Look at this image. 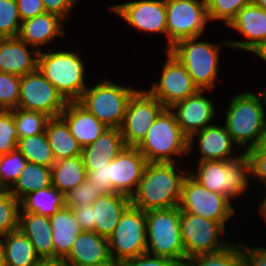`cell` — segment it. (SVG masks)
<instances>
[{"instance_id":"24","label":"cell","mask_w":266,"mask_h":266,"mask_svg":"<svg viewBox=\"0 0 266 266\" xmlns=\"http://www.w3.org/2000/svg\"><path fill=\"white\" fill-rule=\"evenodd\" d=\"M92 205L95 232L108 239L119 223L121 215L131 205V198L118 192L107 193L97 198Z\"/></svg>"},{"instance_id":"53","label":"cell","mask_w":266,"mask_h":266,"mask_svg":"<svg viewBox=\"0 0 266 266\" xmlns=\"http://www.w3.org/2000/svg\"><path fill=\"white\" fill-rule=\"evenodd\" d=\"M250 53H254L259 56L263 61L266 62V40L261 42L255 49H253Z\"/></svg>"},{"instance_id":"33","label":"cell","mask_w":266,"mask_h":266,"mask_svg":"<svg viewBox=\"0 0 266 266\" xmlns=\"http://www.w3.org/2000/svg\"><path fill=\"white\" fill-rule=\"evenodd\" d=\"M51 185V168L27 162L18 179L8 191L21 200L28 193Z\"/></svg>"},{"instance_id":"22","label":"cell","mask_w":266,"mask_h":266,"mask_svg":"<svg viewBox=\"0 0 266 266\" xmlns=\"http://www.w3.org/2000/svg\"><path fill=\"white\" fill-rule=\"evenodd\" d=\"M39 53L18 37L0 38V73L24 76L37 70Z\"/></svg>"},{"instance_id":"45","label":"cell","mask_w":266,"mask_h":266,"mask_svg":"<svg viewBox=\"0 0 266 266\" xmlns=\"http://www.w3.org/2000/svg\"><path fill=\"white\" fill-rule=\"evenodd\" d=\"M121 266H179V265L169 258L153 256L148 253H145L136 256L135 258H131L122 262Z\"/></svg>"},{"instance_id":"7","label":"cell","mask_w":266,"mask_h":266,"mask_svg":"<svg viewBox=\"0 0 266 266\" xmlns=\"http://www.w3.org/2000/svg\"><path fill=\"white\" fill-rule=\"evenodd\" d=\"M145 216L146 253L169 258L183 266L187 258L181 239L179 207L145 211Z\"/></svg>"},{"instance_id":"21","label":"cell","mask_w":266,"mask_h":266,"mask_svg":"<svg viewBox=\"0 0 266 266\" xmlns=\"http://www.w3.org/2000/svg\"><path fill=\"white\" fill-rule=\"evenodd\" d=\"M66 21L59 15L44 12L21 22L18 38L39 52L57 37L66 36L62 28Z\"/></svg>"},{"instance_id":"19","label":"cell","mask_w":266,"mask_h":266,"mask_svg":"<svg viewBox=\"0 0 266 266\" xmlns=\"http://www.w3.org/2000/svg\"><path fill=\"white\" fill-rule=\"evenodd\" d=\"M229 27L247 39L228 41L230 47L251 52L266 40V10L251 2L237 13Z\"/></svg>"},{"instance_id":"54","label":"cell","mask_w":266,"mask_h":266,"mask_svg":"<svg viewBox=\"0 0 266 266\" xmlns=\"http://www.w3.org/2000/svg\"><path fill=\"white\" fill-rule=\"evenodd\" d=\"M264 189L266 190V188ZM263 194L261 196L264 197V200L262 199V201H260L261 204L258 206V212L260 213L262 219H264L263 221L266 222V191L263 192Z\"/></svg>"},{"instance_id":"13","label":"cell","mask_w":266,"mask_h":266,"mask_svg":"<svg viewBox=\"0 0 266 266\" xmlns=\"http://www.w3.org/2000/svg\"><path fill=\"white\" fill-rule=\"evenodd\" d=\"M165 106L146 89H138L130 98L120 127L126 146L137 147L146 137Z\"/></svg>"},{"instance_id":"27","label":"cell","mask_w":266,"mask_h":266,"mask_svg":"<svg viewBox=\"0 0 266 266\" xmlns=\"http://www.w3.org/2000/svg\"><path fill=\"white\" fill-rule=\"evenodd\" d=\"M18 229L30 240L41 260L54 259L53 233L49 217L20 212Z\"/></svg>"},{"instance_id":"9","label":"cell","mask_w":266,"mask_h":266,"mask_svg":"<svg viewBox=\"0 0 266 266\" xmlns=\"http://www.w3.org/2000/svg\"><path fill=\"white\" fill-rule=\"evenodd\" d=\"M231 201L224 194L209 191L188 174L182 185L178 207L181 212L220 222L226 228L227 222L236 215Z\"/></svg>"},{"instance_id":"30","label":"cell","mask_w":266,"mask_h":266,"mask_svg":"<svg viewBox=\"0 0 266 266\" xmlns=\"http://www.w3.org/2000/svg\"><path fill=\"white\" fill-rule=\"evenodd\" d=\"M6 266H35L41 259L30 240L18 229L0 239Z\"/></svg>"},{"instance_id":"38","label":"cell","mask_w":266,"mask_h":266,"mask_svg":"<svg viewBox=\"0 0 266 266\" xmlns=\"http://www.w3.org/2000/svg\"><path fill=\"white\" fill-rule=\"evenodd\" d=\"M18 149L0 155V190H9L27 164Z\"/></svg>"},{"instance_id":"50","label":"cell","mask_w":266,"mask_h":266,"mask_svg":"<svg viewBox=\"0 0 266 266\" xmlns=\"http://www.w3.org/2000/svg\"><path fill=\"white\" fill-rule=\"evenodd\" d=\"M82 231H94L95 222H93V205H84L72 209Z\"/></svg>"},{"instance_id":"48","label":"cell","mask_w":266,"mask_h":266,"mask_svg":"<svg viewBox=\"0 0 266 266\" xmlns=\"http://www.w3.org/2000/svg\"><path fill=\"white\" fill-rule=\"evenodd\" d=\"M251 163V179H257L262 182V186L266 188V154L264 153H245Z\"/></svg>"},{"instance_id":"6","label":"cell","mask_w":266,"mask_h":266,"mask_svg":"<svg viewBox=\"0 0 266 266\" xmlns=\"http://www.w3.org/2000/svg\"><path fill=\"white\" fill-rule=\"evenodd\" d=\"M137 149L151 163H174V156L191 153L189 137L181 130L169 108L159 114Z\"/></svg>"},{"instance_id":"47","label":"cell","mask_w":266,"mask_h":266,"mask_svg":"<svg viewBox=\"0 0 266 266\" xmlns=\"http://www.w3.org/2000/svg\"><path fill=\"white\" fill-rule=\"evenodd\" d=\"M45 12L59 15L65 21L71 14L74 6L79 3L77 0H42Z\"/></svg>"},{"instance_id":"58","label":"cell","mask_w":266,"mask_h":266,"mask_svg":"<svg viewBox=\"0 0 266 266\" xmlns=\"http://www.w3.org/2000/svg\"><path fill=\"white\" fill-rule=\"evenodd\" d=\"M5 110L0 106V115L4 112Z\"/></svg>"},{"instance_id":"32","label":"cell","mask_w":266,"mask_h":266,"mask_svg":"<svg viewBox=\"0 0 266 266\" xmlns=\"http://www.w3.org/2000/svg\"><path fill=\"white\" fill-rule=\"evenodd\" d=\"M65 206V195L52 185L28 193L20 200V212L53 216Z\"/></svg>"},{"instance_id":"10","label":"cell","mask_w":266,"mask_h":266,"mask_svg":"<svg viewBox=\"0 0 266 266\" xmlns=\"http://www.w3.org/2000/svg\"><path fill=\"white\" fill-rule=\"evenodd\" d=\"M167 49L182 39L201 36L208 19L205 0H165Z\"/></svg>"},{"instance_id":"56","label":"cell","mask_w":266,"mask_h":266,"mask_svg":"<svg viewBox=\"0 0 266 266\" xmlns=\"http://www.w3.org/2000/svg\"><path fill=\"white\" fill-rule=\"evenodd\" d=\"M0 266H6L4 251L1 242H0Z\"/></svg>"},{"instance_id":"28","label":"cell","mask_w":266,"mask_h":266,"mask_svg":"<svg viewBox=\"0 0 266 266\" xmlns=\"http://www.w3.org/2000/svg\"><path fill=\"white\" fill-rule=\"evenodd\" d=\"M52 241L54 244V259L64 260L78 234L82 231L76 221L72 209L64 206L53 216H50Z\"/></svg>"},{"instance_id":"11","label":"cell","mask_w":266,"mask_h":266,"mask_svg":"<svg viewBox=\"0 0 266 266\" xmlns=\"http://www.w3.org/2000/svg\"><path fill=\"white\" fill-rule=\"evenodd\" d=\"M220 222L180 211V231L186 258L217 252L231 243L222 240L229 231ZM221 235V236H220ZM228 241V242H227Z\"/></svg>"},{"instance_id":"14","label":"cell","mask_w":266,"mask_h":266,"mask_svg":"<svg viewBox=\"0 0 266 266\" xmlns=\"http://www.w3.org/2000/svg\"><path fill=\"white\" fill-rule=\"evenodd\" d=\"M67 101L37 69L21 76L18 108L58 117L64 111Z\"/></svg>"},{"instance_id":"59","label":"cell","mask_w":266,"mask_h":266,"mask_svg":"<svg viewBox=\"0 0 266 266\" xmlns=\"http://www.w3.org/2000/svg\"><path fill=\"white\" fill-rule=\"evenodd\" d=\"M262 91H263V93H264V95H265V98H266V87H265V89H263Z\"/></svg>"},{"instance_id":"16","label":"cell","mask_w":266,"mask_h":266,"mask_svg":"<svg viewBox=\"0 0 266 266\" xmlns=\"http://www.w3.org/2000/svg\"><path fill=\"white\" fill-rule=\"evenodd\" d=\"M108 8L139 32L167 36L165 0H133Z\"/></svg>"},{"instance_id":"36","label":"cell","mask_w":266,"mask_h":266,"mask_svg":"<svg viewBox=\"0 0 266 266\" xmlns=\"http://www.w3.org/2000/svg\"><path fill=\"white\" fill-rule=\"evenodd\" d=\"M19 139L45 132L50 117L47 114L27 111L20 108L13 110Z\"/></svg>"},{"instance_id":"43","label":"cell","mask_w":266,"mask_h":266,"mask_svg":"<svg viewBox=\"0 0 266 266\" xmlns=\"http://www.w3.org/2000/svg\"><path fill=\"white\" fill-rule=\"evenodd\" d=\"M19 136L13 118V110L4 111L0 115V155L17 149Z\"/></svg>"},{"instance_id":"42","label":"cell","mask_w":266,"mask_h":266,"mask_svg":"<svg viewBox=\"0 0 266 266\" xmlns=\"http://www.w3.org/2000/svg\"><path fill=\"white\" fill-rule=\"evenodd\" d=\"M21 76L11 73H0V106L6 110L18 108L20 99Z\"/></svg>"},{"instance_id":"52","label":"cell","mask_w":266,"mask_h":266,"mask_svg":"<svg viewBox=\"0 0 266 266\" xmlns=\"http://www.w3.org/2000/svg\"><path fill=\"white\" fill-rule=\"evenodd\" d=\"M35 266H68L62 259H43Z\"/></svg>"},{"instance_id":"3","label":"cell","mask_w":266,"mask_h":266,"mask_svg":"<svg viewBox=\"0 0 266 266\" xmlns=\"http://www.w3.org/2000/svg\"><path fill=\"white\" fill-rule=\"evenodd\" d=\"M196 162L195 172H192L194 169L191 167L189 174L209 191L224 194L232 201L249 191L251 163L245 153L235 160Z\"/></svg>"},{"instance_id":"26","label":"cell","mask_w":266,"mask_h":266,"mask_svg":"<svg viewBox=\"0 0 266 266\" xmlns=\"http://www.w3.org/2000/svg\"><path fill=\"white\" fill-rule=\"evenodd\" d=\"M60 116L82 148L93 143L108 128L77 101L68 102Z\"/></svg>"},{"instance_id":"1","label":"cell","mask_w":266,"mask_h":266,"mask_svg":"<svg viewBox=\"0 0 266 266\" xmlns=\"http://www.w3.org/2000/svg\"><path fill=\"white\" fill-rule=\"evenodd\" d=\"M188 170L178 167L177 162H148L135 193L130 197L131 205L143 211L179 206Z\"/></svg>"},{"instance_id":"18","label":"cell","mask_w":266,"mask_h":266,"mask_svg":"<svg viewBox=\"0 0 266 266\" xmlns=\"http://www.w3.org/2000/svg\"><path fill=\"white\" fill-rule=\"evenodd\" d=\"M211 90H198L184 101L178 102L169 108L181 130L190 138L194 133L213 125L215 112L214 101L204 96Z\"/></svg>"},{"instance_id":"57","label":"cell","mask_w":266,"mask_h":266,"mask_svg":"<svg viewBox=\"0 0 266 266\" xmlns=\"http://www.w3.org/2000/svg\"><path fill=\"white\" fill-rule=\"evenodd\" d=\"M258 7L266 10V0H252Z\"/></svg>"},{"instance_id":"37","label":"cell","mask_w":266,"mask_h":266,"mask_svg":"<svg viewBox=\"0 0 266 266\" xmlns=\"http://www.w3.org/2000/svg\"><path fill=\"white\" fill-rule=\"evenodd\" d=\"M20 200L8 190H0V239L19 228Z\"/></svg>"},{"instance_id":"5","label":"cell","mask_w":266,"mask_h":266,"mask_svg":"<svg viewBox=\"0 0 266 266\" xmlns=\"http://www.w3.org/2000/svg\"><path fill=\"white\" fill-rule=\"evenodd\" d=\"M200 36L186 38L175 43L169 51L181 62L199 90L216 87L219 75V53L222 44L229 47L228 40L217 44L198 41Z\"/></svg>"},{"instance_id":"34","label":"cell","mask_w":266,"mask_h":266,"mask_svg":"<svg viewBox=\"0 0 266 266\" xmlns=\"http://www.w3.org/2000/svg\"><path fill=\"white\" fill-rule=\"evenodd\" d=\"M17 149L28 162L49 168L56 162L45 132L19 139Z\"/></svg>"},{"instance_id":"44","label":"cell","mask_w":266,"mask_h":266,"mask_svg":"<svg viewBox=\"0 0 266 266\" xmlns=\"http://www.w3.org/2000/svg\"><path fill=\"white\" fill-rule=\"evenodd\" d=\"M242 266H266V247L242 243Z\"/></svg>"},{"instance_id":"15","label":"cell","mask_w":266,"mask_h":266,"mask_svg":"<svg viewBox=\"0 0 266 266\" xmlns=\"http://www.w3.org/2000/svg\"><path fill=\"white\" fill-rule=\"evenodd\" d=\"M165 52L167 57L161 68V75L158 76L160 78L153 82L147 91L165 108H171L199 89L181 62L169 50H165Z\"/></svg>"},{"instance_id":"2","label":"cell","mask_w":266,"mask_h":266,"mask_svg":"<svg viewBox=\"0 0 266 266\" xmlns=\"http://www.w3.org/2000/svg\"><path fill=\"white\" fill-rule=\"evenodd\" d=\"M227 104L222 125L226 127L235 146L240 147L238 150L241 149V152L245 153L257 145L264 130L266 124L265 95L262 90L256 93L243 91L232 96Z\"/></svg>"},{"instance_id":"35","label":"cell","mask_w":266,"mask_h":266,"mask_svg":"<svg viewBox=\"0 0 266 266\" xmlns=\"http://www.w3.org/2000/svg\"><path fill=\"white\" fill-rule=\"evenodd\" d=\"M183 266H242V243L231 241L220 251L189 257Z\"/></svg>"},{"instance_id":"12","label":"cell","mask_w":266,"mask_h":266,"mask_svg":"<svg viewBox=\"0 0 266 266\" xmlns=\"http://www.w3.org/2000/svg\"><path fill=\"white\" fill-rule=\"evenodd\" d=\"M111 258L119 263L146 253L145 211L130 205L108 238Z\"/></svg>"},{"instance_id":"41","label":"cell","mask_w":266,"mask_h":266,"mask_svg":"<svg viewBox=\"0 0 266 266\" xmlns=\"http://www.w3.org/2000/svg\"><path fill=\"white\" fill-rule=\"evenodd\" d=\"M21 22L16 0H0V38L17 37Z\"/></svg>"},{"instance_id":"17","label":"cell","mask_w":266,"mask_h":266,"mask_svg":"<svg viewBox=\"0 0 266 266\" xmlns=\"http://www.w3.org/2000/svg\"><path fill=\"white\" fill-rule=\"evenodd\" d=\"M148 161L137 147H125L109 163L110 180L113 189L131 197L143 176Z\"/></svg>"},{"instance_id":"29","label":"cell","mask_w":266,"mask_h":266,"mask_svg":"<svg viewBox=\"0 0 266 266\" xmlns=\"http://www.w3.org/2000/svg\"><path fill=\"white\" fill-rule=\"evenodd\" d=\"M45 133L56 161L81 155L82 147L61 116L49 119Z\"/></svg>"},{"instance_id":"23","label":"cell","mask_w":266,"mask_h":266,"mask_svg":"<svg viewBox=\"0 0 266 266\" xmlns=\"http://www.w3.org/2000/svg\"><path fill=\"white\" fill-rule=\"evenodd\" d=\"M111 259L107 238L99 236L94 231H81L64 262L68 266H88Z\"/></svg>"},{"instance_id":"25","label":"cell","mask_w":266,"mask_h":266,"mask_svg":"<svg viewBox=\"0 0 266 266\" xmlns=\"http://www.w3.org/2000/svg\"><path fill=\"white\" fill-rule=\"evenodd\" d=\"M125 147L120 128H107L93 143L82 148L86 171L108 165Z\"/></svg>"},{"instance_id":"40","label":"cell","mask_w":266,"mask_h":266,"mask_svg":"<svg viewBox=\"0 0 266 266\" xmlns=\"http://www.w3.org/2000/svg\"><path fill=\"white\" fill-rule=\"evenodd\" d=\"M107 192L99 186L92 185L87 179L65 195V206L70 209L92 204Z\"/></svg>"},{"instance_id":"8","label":"cell","mask_w":266,"mask_h":266,"mask_svg":"<svg viewBox=\"0 0 266 266\" xmlns=\"http://www.w3.org/2000/svg\"><path fill=\"white\" fill-rule=\"evenodd\" d=\"M137 90L106 78L87 87L77 102L106 127L120 128L127 104Z\"/></svg>"},{"instance_id":"55","label":"cell","mask_w":266,"mask_h":266,"mask_svg":"<svg viewBox=\"0 0 266 266\" xmlns=\"http://www.w3.org/2000/svg\"><path fill=\"white\" fill-rule=\"evenodd\" d=\"M88 266H121V263L114 261L111 259L110 261L103 262L100 264L88 265Z\"/></svg>"},{"instance_id":"46","label":"cell","mask_w":266,"mask_h":266,"mask_svg":"<svg viewBox=\"0 0 266 266\" xmlns=\"http://www.w3.org/2000/svg\"><path fill=\"white\" fill-rule=\"evenodd\" d=\"M87 180L97 188L101 186L107 193L116 192L111 184L109 164L101 167H95L94 170L87 172Z\"/></svg>"},{"instance_id":"4","label":"cell","mask_w":266,"mask_h":266,"mask_svg":"<svg viewBox=\"0 0 266 266\" xmlns=\"http://www.w3.org/2000/svg\"><path fill=\"white\" fill-rule=\"evenodd\" d=\"M46 49L38 57V70L57 88L67 102L78 101L88 87L86 67L79 52ZM87 85V86H86Z\"/></svg>"},{"instance_id":"49","label":"cell","mask_w":266,"mask_h":266,"mask_svg":"<svg viewBox=\"0 0 266 266\" xmlns=\"http://www.w3.org/2000/svg\"><path fill=\"white\" fill-rule=\"evenodd\" d=\"M21 21L45 12L42 0H16Z\"/></svg>"},{"instance_id":"31","label":"cell","mask_w":266,"mask_h":266,"mask_svg":"<svg viewBox=\"0 0 266 266\" xmlns=\"http://www.w3.org/2000/svg\"><path fill=\"white\" fill-rule=\"evenodd\" d=\"M52 186L66 195L87 179L82 156L56 161L51 167Z\"/></svg>"},{"instance_id":"51","label":"cell","mask_w":266,"mask_h":266,"mask_svg":"<svg viewBox=\"0 0 266 266\" xmlns=\"http://www.w3.org/2000/svg\"><path fill=\"white\" fill-rule=\"evenodd\" d=\"M245 153H264V154H266V124H265L263 132L260 135V138L257 142V145L253 149H250Z\"/></svg>"},{"instance_id":"39","label":"cell","mask_w":266,"mask_h":266,"mask_svg":"<svg viewBox=\"0 0 266 266\" xmlns=\"http://www.w3.org/2000/svg\"><path fill=\"white\" fill-rule=\"evenodd\" d=\"M252 0H205L209 21H223L226 27Z\"/></svg>"},{"instance_id":"20","label":"cell","mask_w":266,"mask_h":266,"mask_svg":"<svg viewBox=\"0 0 266 266\" xmlns=\"http://www.w3.org/2000/svg\"><path fill=\"white\" fill-rule=\"evenodd\" d=\"M194 141L198 143V150H200L197 161L235 160L244 153H233L238 151H233L235 143L224 125L213 124L194 133L189 138V151L191 152V148L195 146Z\"/></svg>"}]
</instances>
